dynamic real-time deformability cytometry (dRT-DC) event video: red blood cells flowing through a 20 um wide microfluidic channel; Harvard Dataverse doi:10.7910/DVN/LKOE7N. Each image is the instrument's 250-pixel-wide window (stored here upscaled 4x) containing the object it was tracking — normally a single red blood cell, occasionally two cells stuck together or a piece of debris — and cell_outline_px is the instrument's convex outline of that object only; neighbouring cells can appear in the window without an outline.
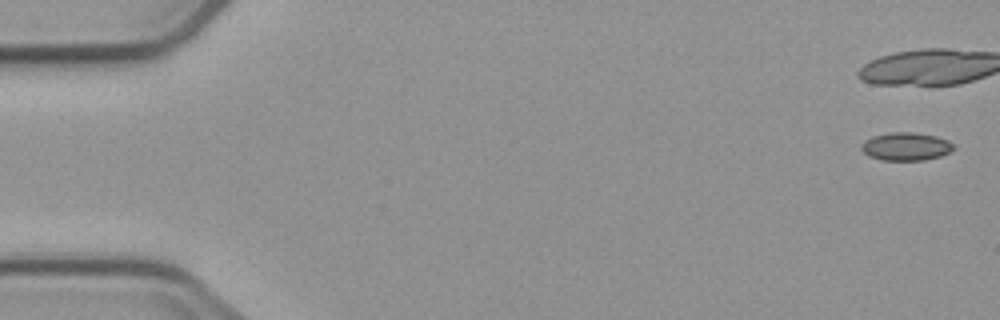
{"species": "common noctule bat (a hibernating species)", "species_latin": "Nyctalus noctula", "temperature_condition": "cold", "stored_images_in_passage": 5, "camera_frame_rate_fps": 3000, "um_per_image_px": 0.085, "animal": {"sex": "male", "body_mass_g": 23.1, "forearm_length_mm": 52.7}, "frame": {"image": 1, "passage_image": 1, "time_ms": 0.0, "image_size_px": [1000, 320], "cell_outline_px": [[956, 148], [940, 156], [924, 160], [880, 160], [868, 156], [860, 148], [860, 144], [864, 140], [872, 136], [892, 132], [912, 132], [936, 136], [948, 140]], "centroid_in_image_um": [76.97, 12.45], "position_along_channel_um": 8.0, "area_um2": 15.14}}